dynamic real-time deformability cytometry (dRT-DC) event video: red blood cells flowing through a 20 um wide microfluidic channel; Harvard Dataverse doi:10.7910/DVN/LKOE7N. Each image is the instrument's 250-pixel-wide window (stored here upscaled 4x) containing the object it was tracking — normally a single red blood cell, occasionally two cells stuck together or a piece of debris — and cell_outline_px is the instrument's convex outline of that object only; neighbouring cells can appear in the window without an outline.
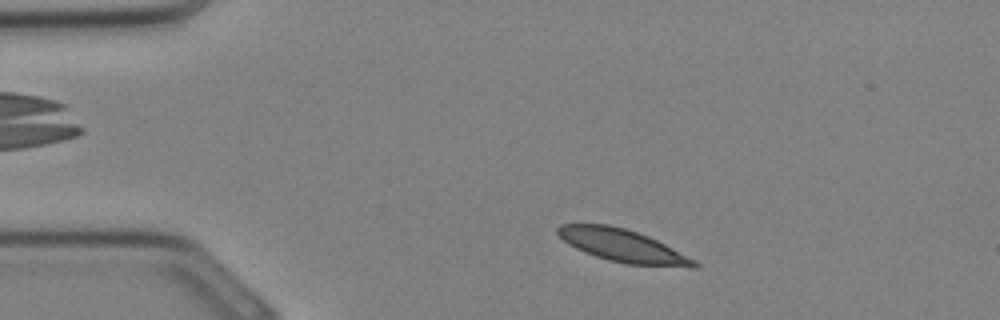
{"species": "Egyptian fruit bat (a non-hibernating species)", "species_latin": "Rousettus aegyptiacus", "temperature_condition": "cold", "stored_images_in_passage": 10, "camera_frame_rate_fps": 3000, "um_per_image_px": 0.085, "animal": {"sex": "female"}, "frame": {"image": 1, "passage_image": 2, "time_ms": 0.333, "image_size_px": [1000, 320], "cell_outline_px": [[700, 264], [696, 268], [692, 268], [628, 264], [608, 260], [584, 252], [568, 244], [556, 232], [556, 228], [560, 224], [608, 224], [624, 228], [648, 236], [696, 260]], "centroid_in_image_um": [52.94, 20.89], "position_along_channel_um": 32.1, "area_um2": 25.84}}
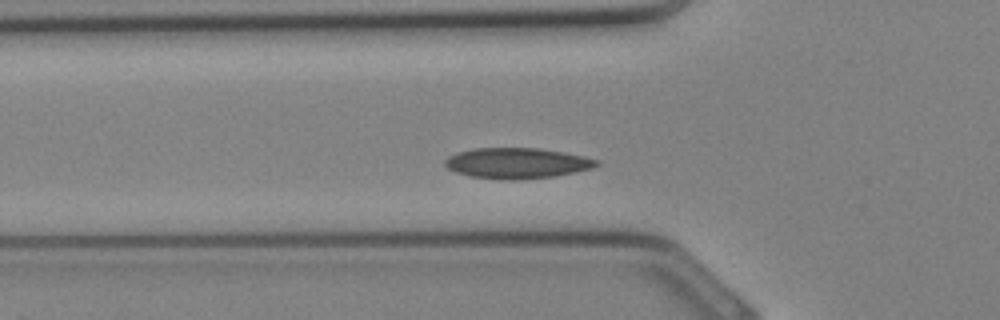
{"frame": {"image": 2, "passage_image": 7, "time_ms": 2.0, "image_size_px": [1000, 320], "cell_outline_px": [[600, 164], [592, 168], [552, 176], [512, 180], [508, 180], [472, 176], [456, 172], [448, 168], [444, 164], [444, 160], [448, 156], [460, 152], [476, 148], [540, 148], [564, 152], [584, 156], [600, 160]], "centroid_in_image_um": [43.96, 13.85], "position_along_channel_um": 81.8, "area_um2": 26.76}}
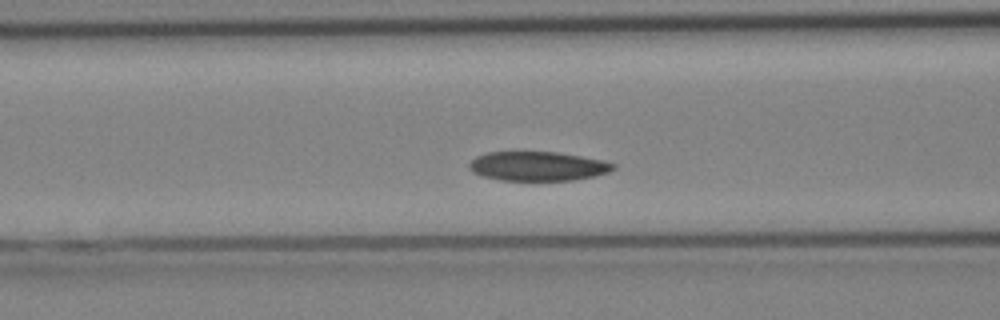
{"frame": {"image": 3, "passage_image": 9, "time_ms": 2.667, "image_size_px": [1000, 320], "cell_outline_px": [[616, 168], [608, 172], [592, 176], [572, 180], [500, 180], [484, 176], [472, 172], [468, 164], [476, 156], [488, 152], [556, 152], [580, 156], [600, 160], [616, 164]], "centroid_in_image_um": [45.69, 14.12], "position_along_channel_um": 120.9, "area_um2": 24.28}}